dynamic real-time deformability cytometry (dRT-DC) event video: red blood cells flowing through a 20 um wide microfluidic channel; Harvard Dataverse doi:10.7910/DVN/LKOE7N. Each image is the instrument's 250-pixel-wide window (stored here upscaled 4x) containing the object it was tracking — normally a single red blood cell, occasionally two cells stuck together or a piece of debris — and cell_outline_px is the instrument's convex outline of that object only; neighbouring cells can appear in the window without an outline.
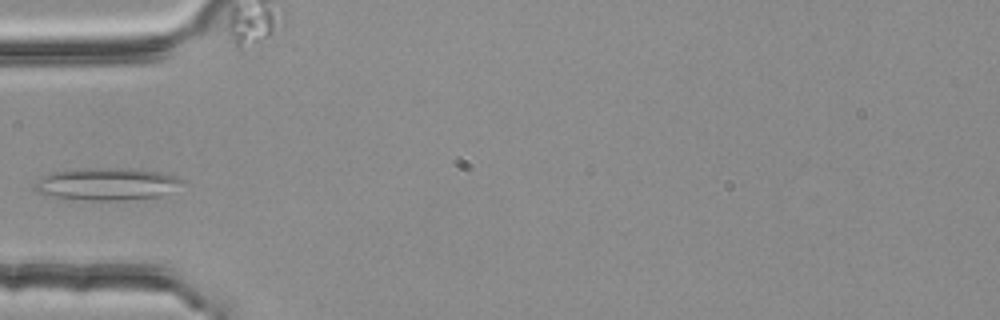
{"species": "common noctule bat (a hibernating species)", "species_latin": "Nyctalus noctula", "temperature_condition": "room temperature", "stored_images_in_passage": 5, "camera_frame_rate_fps": 3000, "um_per_image_px": 0.085, "animal": {"sex": "female", "body_mass_g": 25.1}, "frame": {"image": 1, "passage_image": 3, "time_ms": 0.667, "image_size_px": [1000, 320], "cell_outline_px": [[184, 180], [160, 196], [124, 200], [84, 200], [52, 196], [36, 192], [32, 188], [40, 176], [56, 172], [80, 168], [136, 168], [164, 172], [176, 176]], "centroid_in_image_um": [9.03, 15.62], "position_along_channel_um": 76.0, "area_um2": 27.74}}